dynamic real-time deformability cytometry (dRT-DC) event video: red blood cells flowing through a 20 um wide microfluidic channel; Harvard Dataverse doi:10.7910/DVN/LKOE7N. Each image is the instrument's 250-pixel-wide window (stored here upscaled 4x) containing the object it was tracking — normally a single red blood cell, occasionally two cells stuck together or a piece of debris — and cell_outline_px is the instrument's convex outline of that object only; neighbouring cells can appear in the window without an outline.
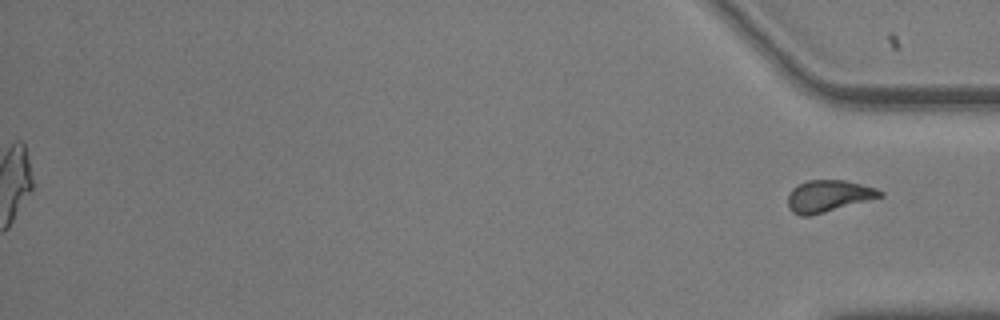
{"species": "common noctule bat (a hibernating species)", "species_latin": "Nyctalus noctula", "temperature_condition": "warm", "stored_images_in_passage": 58, "segment_of_instrument_passage": [2, 2], "camera_frame_rate_fps": 3000, "um_per_image_px": 0.085, "animal": {"sex": "male", "body_mass_g": 20.5, "forearm_length_mm": 52.5}, "frame": {"image": 1, "passage_image": 58, "time_ms": 19.0, "image_size_px": [1000, 320], "cell_outline_px": [[884, 196], [812, 216], [800, 216], [792, 212], [788, 208], [788, 192], [796, 184], [808, 180], [844, 180], [876, 188], [884, 192]], "centroid_in_image_um": [70.38, 16.67], "position_along_channel_um": 364.8, "area_um2": 17.34}}